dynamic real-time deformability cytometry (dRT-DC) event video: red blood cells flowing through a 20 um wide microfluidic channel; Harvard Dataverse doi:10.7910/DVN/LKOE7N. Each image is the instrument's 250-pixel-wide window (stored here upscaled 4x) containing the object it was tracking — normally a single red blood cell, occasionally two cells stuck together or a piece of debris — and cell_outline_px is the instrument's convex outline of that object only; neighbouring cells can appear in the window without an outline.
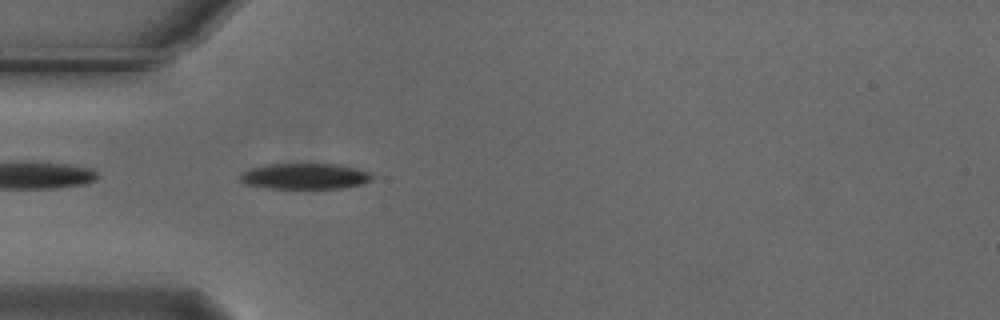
{"species": "Egyptian fruit bat (a non-hibernating species)", "species_latin": "Rousettus aegyptiacus", "temperature_condition": "cold", "stored_images_in_passage": 41, "camera_frame_rate_fps": 3000, "um_per_image_px": 0.085, "animal": {"sex": "male"}, "frame": {"image": 1, "passage_image": 2, "time_ms": 0.333, "image_size_px": [1000, 320], "cell_outline_px": [[372, 180], [360, 184], [340, 188], [272, 188], [244, 184], [240, 180], [240, 172], [252, 168], [268, 164], [336, 164], [356, 168], [368, 172], [372, 176]], "centroid_in_image_um": [25.88, 14.97], "position_along_channel_um": 59.1, "area_um2": 19.65}}
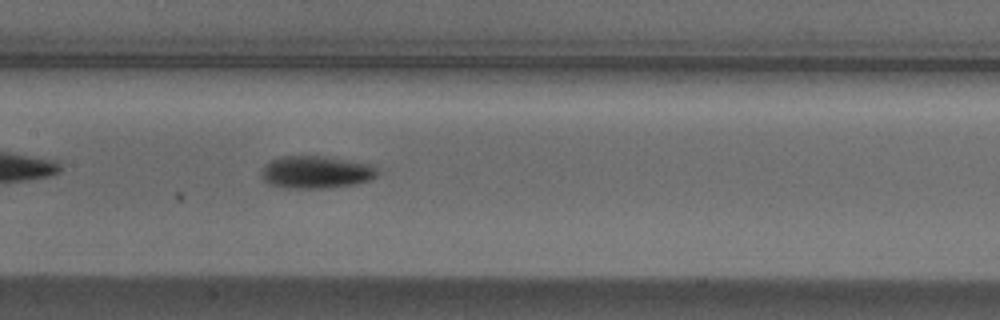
{"frame": {"image": 2, "passage_image": 12, "time_ms": 3.667, "image_size_px": [1000, 320], "cell_outline_px": [[380, 172], [376, 176], [368, 180], [352, 184], [324, 188], [284, 188], [268, 184], [260, 176], [260, 168], [264, 164], [280, 156], [324, 156], [376, 164]], "centroid_in_image_um": [26.85, 14.62], "position_along_channel_um": 180.6, "area_um2": 22.37}}
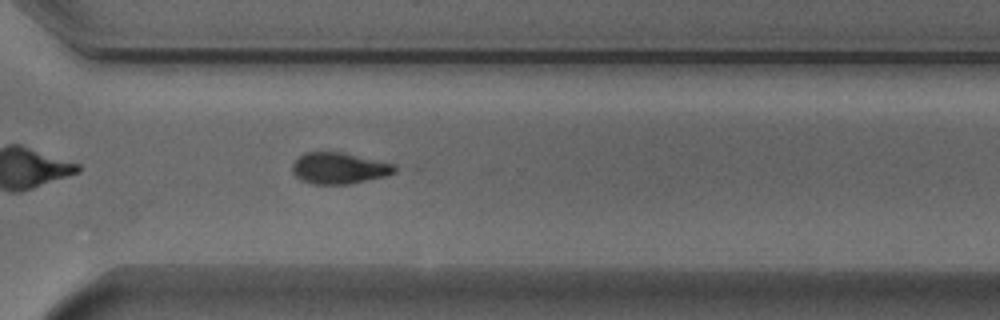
{"frame": {"image": 3, "passage_image": 25, "time_ms": 8.0, "image_size_px": [1000, 320], "cell_outline_px": [[404, 168], [396, 172], [384, 176], [348, 184], [312, 184], [300, 180], [292, 172], [292, 164], [304, 152], [344, 152], [396, 164]], "centroid_in_image_um": [28.88, 14.29], "position_along_channel_um": 341.7, "area_um2": 18.96}, "authors_computed_cell_mechanics": {"area_um2": 19.652, "velocity_mm_per_s": 3.7283, "shape_relaxation_time_tau1_ms": 2.0772, "shape_relaxation_time_tau2_ms": null, "deformation_change_tau1": 0.1089, "deformation_change_tau2": null}}